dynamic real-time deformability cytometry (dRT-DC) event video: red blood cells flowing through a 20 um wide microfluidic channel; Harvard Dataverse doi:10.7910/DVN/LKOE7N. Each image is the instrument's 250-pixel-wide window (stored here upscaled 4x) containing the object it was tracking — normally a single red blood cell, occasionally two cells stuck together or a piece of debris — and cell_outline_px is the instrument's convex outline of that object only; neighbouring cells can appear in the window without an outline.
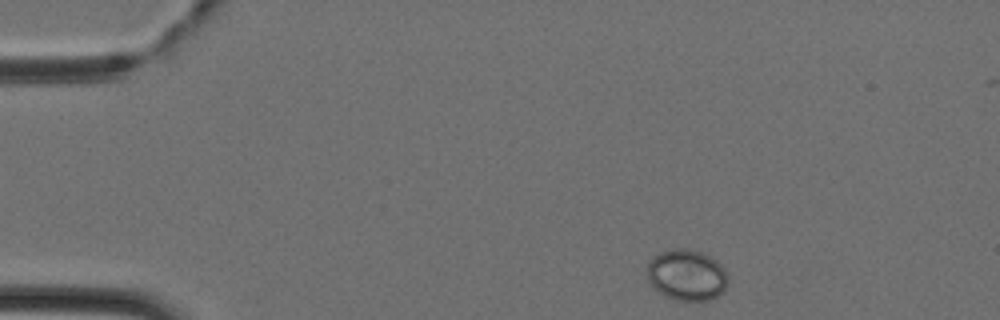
{"species": "Egyptian fruit bat (a non-hibernating species)", "species_latin": "Rousettus aegyptiacus", "temperature_condition": "cold", "stored_images_in_passage": 39, "camera_frame_rate_fps": 3000, "um_per_image_px": 0.085, "animal": {"sex": "female"}, "frame": {"image": 1, "passage_image": 1, "time_ms": 0.0, "image_size_px": [1000, 320], "cell_outline_px": [[728, 280], [724, 292], [708, 300], [676, 300], [664, 296], [648, 280], [644, 272], [648, 260], [652, 256], [660, 252], [672, 248], [688, 248], [700, 252], [716, 260], [724, 268], [728, 276]], "centroid_in_image_um": [58.33, 23.35], "position_along_channel_um": 26.7, "area_um2": 24.39}}
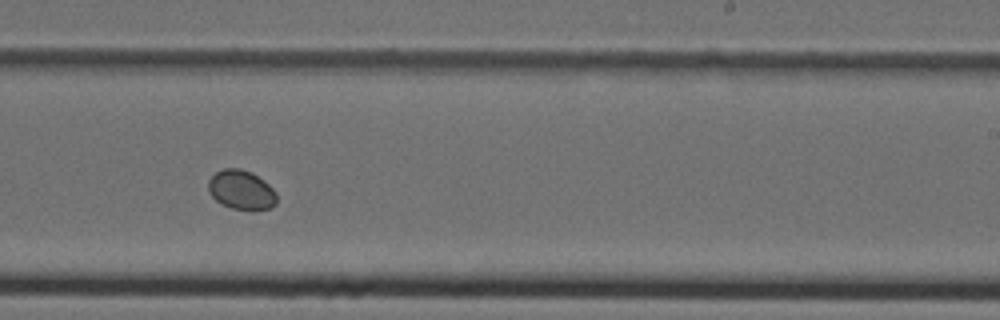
{"frame": {"image": 2, "passage_image": 22, "time_ms": 7.0, "image_size_px": [1000, 320], "cell_outline_px": [[276, 204], [272, 208], [232, 208], [216, 200], [208, 192], [208, 180], [216, 172], [224, 168], [240, 168], [252, 172], [264, 180], [276, 192]], "centroid_in_image_um": [20.5, 16.1], "position_along_channel_um": 268.5, "area_um2": 15.43}}
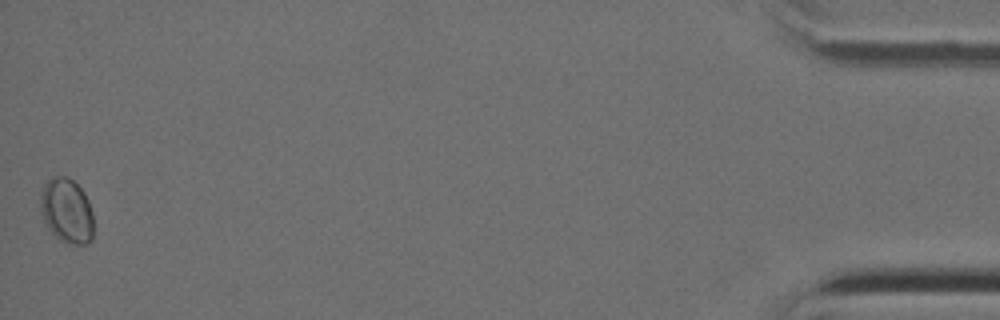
{"frame": {"image": 3, "passage_image": 39, "time_ms": 12.667, "image_size_px": [1000, 320], "cell_outline_px": [[92, 240], [88, 244], [64, 244], [48, 228], [40, 212], [40, 196], [44, 184], [52, 176], [68, 176], [84, 192], [88, 200], [92, 212]], "centroid_in_image_um": [5.66, 17.92], "position_along_channel_um": 429.5, "area_um2": 20.17}}